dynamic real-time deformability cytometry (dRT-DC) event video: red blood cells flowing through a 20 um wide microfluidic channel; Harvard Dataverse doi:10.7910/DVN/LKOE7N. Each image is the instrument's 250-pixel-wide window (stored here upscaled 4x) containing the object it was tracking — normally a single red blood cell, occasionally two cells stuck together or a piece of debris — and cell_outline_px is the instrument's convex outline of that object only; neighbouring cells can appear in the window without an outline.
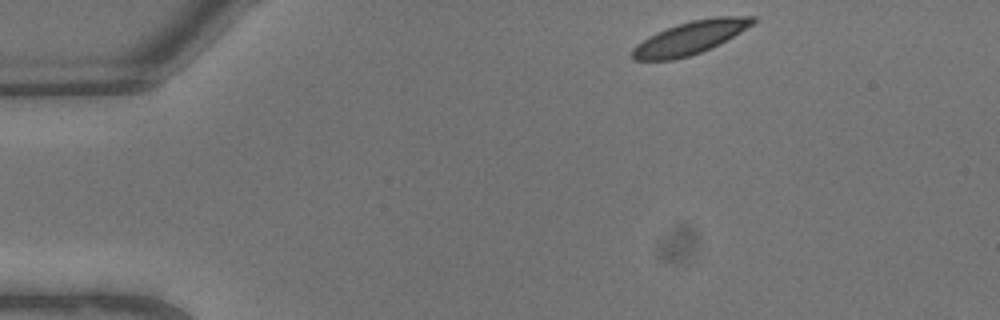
{"species": "common noctule bat (a hibernating species)", "species_latin": "Nyctalus noctula", "temperature_condition": "warm", "stored_images_in_passage": 7, "camera_frame_rate_fps": 3000, "um_per_image_px": 0.085, "animal": {"sex": "male", "body_mass_g": 13.3}, "frame": {"image": 1, "passage_image": 1, "time_ms": 0.0, "image_size_px": [1000, 320], "cell_outline_px": [[756, 20], [752, 24], [740, 32], [720, 44], [712, 48], [688, 56], [672, 60], [632, 60], [632, 48], [636, 44], [648, 36], [656, 32], [692, 20], [716, 16], [756, 16]], "centroid_in_image_um": [58.66, 3.21], "position_along_channel_um": 26.3, "area_um2": 23.0}}
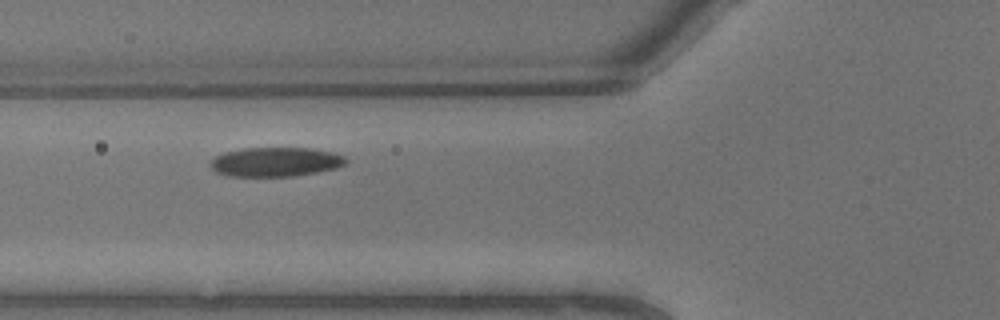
{"frame": {"image": 2, "passage_image": 6, "time_ms": 1.667, "image_size_px": [1000, 320], "cell_outline_px": [[348, 164], [336, 168], [316, 172], [292, 176], [228, 176], [216, 172], [208, 164], [216, 156], [224, 152], [244, 148], [312, 148], [332, 152], [344, 156], [348, 160]], "centroid_in_image_um": [23.44, 13.76], "position_along_channel_um": 102.4, "area_um2": 23.18}}
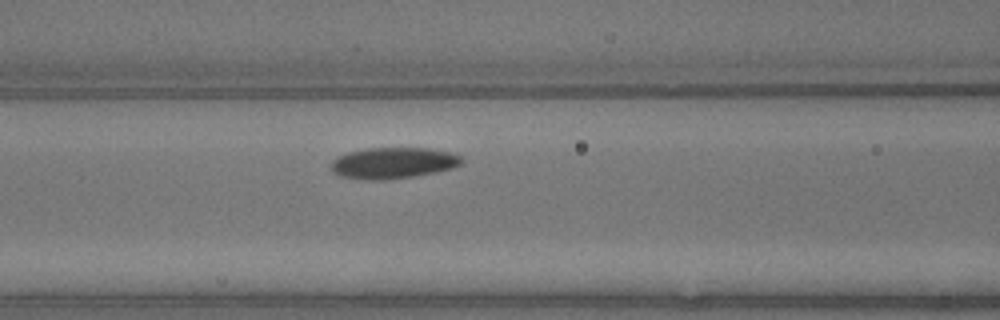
{"frame": {"image": 3, "passage_image": 7, "time_ms": 2.0, "image_size_px": [1000, 320], "cell_outline_px": [[460, 164], [452, 168], [412, 176], [380, 180], [368, 180], [340, 176], [332, 172], [332, 160], [348, 152], [364, 148], [428, 148], [452, 152], [460, 156]], "centroid_in_image_um": [33.38, 13.84], "position_along_channel_um": 133.2, "area_um2": 23.41}}